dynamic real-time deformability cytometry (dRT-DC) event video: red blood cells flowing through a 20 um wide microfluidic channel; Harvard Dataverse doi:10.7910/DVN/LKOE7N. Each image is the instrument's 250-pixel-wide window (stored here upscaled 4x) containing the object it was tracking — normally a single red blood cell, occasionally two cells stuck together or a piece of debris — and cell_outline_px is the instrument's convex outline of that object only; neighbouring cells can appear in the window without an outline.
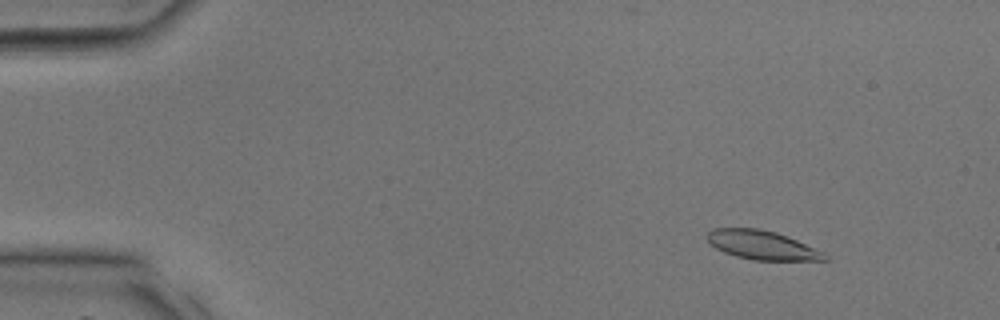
{"species": "common noctule bat (a hibernating species)", "species_latin": "Nyctalus noctula", "temperature_condition": "room temperature", "stored_images_in_passage": 38, "camera_frame_rate_fps": 3000, "um_per_image_px": 0.085, "animal": {"sex": "male", "body_mass_g": 17.9, "forearm_length_mm": 54.2}, "frame": {"image": 1, "passage_image": 5, "time_ms": 1.333, "image_size_px": [1000, 320], "cell_outline_px": [[828, 260], [752, 260], [736, 256], [724, 252], [716, 248], [708, 240], [708, 232], [712, 228], [756, 228], [776, 232], [796, 240], [824, 252], [828, 256]], "centroid_in_image_um": [64.78, 20.83], "position_along_channel_um": 20.2, "area_um2": 19.59}}
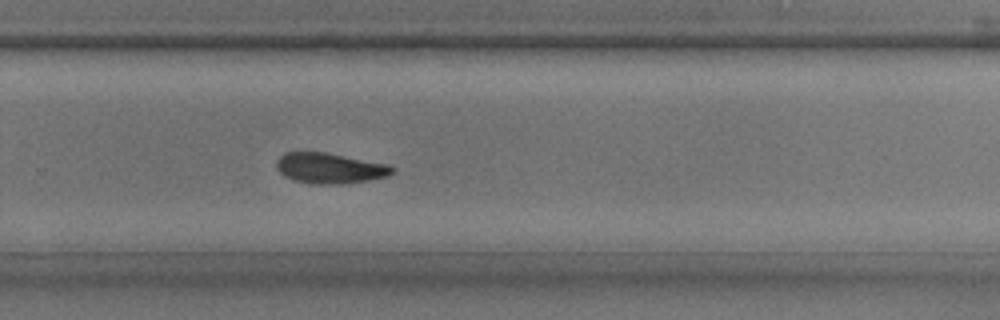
{"frame": {"image": 2, "passage_image": 26, "time_ms": 8.333, "image_size_px": [1000, 320], "cell_outline_px": [[396, 172], [388, 176], [368, 180], [340, 184], [316, 184], [292, 180], [284, 176], [276, 168], [276, 160], [284, 152], [324, 152], [388, 164], [396, 168]], "centroid_in_image_um": [28.03, 14.3], "position_along_channel_um": 301.8, "area_um2": 20.69}}
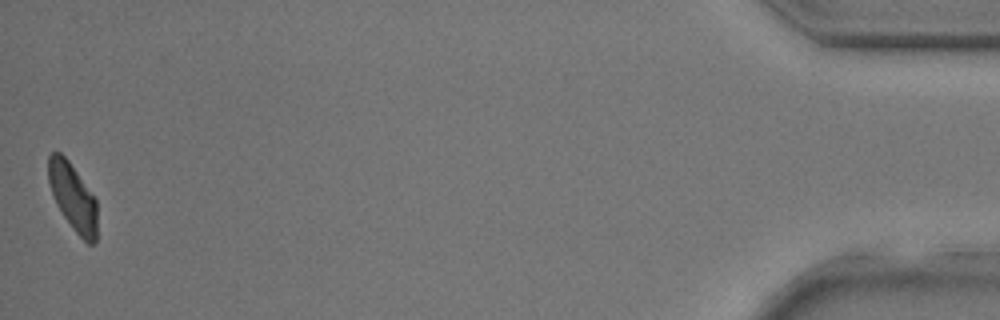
{"frame": {"image": 3, "passage_image": 38, "time_ms": 12.333, "image_size_px": [1000, 320], "cell_outline_px": [[96, 240], [92, 244], [88, 244], [72, 228], [56, 204], [48, 180], [48, 156], [52, 152], [60, 152], [68, 160], [96, 200]], "centroid_in_image_um": [6.17, 16.74], "position_along_channel_um": 429.0, "area_um2": 18.73}}